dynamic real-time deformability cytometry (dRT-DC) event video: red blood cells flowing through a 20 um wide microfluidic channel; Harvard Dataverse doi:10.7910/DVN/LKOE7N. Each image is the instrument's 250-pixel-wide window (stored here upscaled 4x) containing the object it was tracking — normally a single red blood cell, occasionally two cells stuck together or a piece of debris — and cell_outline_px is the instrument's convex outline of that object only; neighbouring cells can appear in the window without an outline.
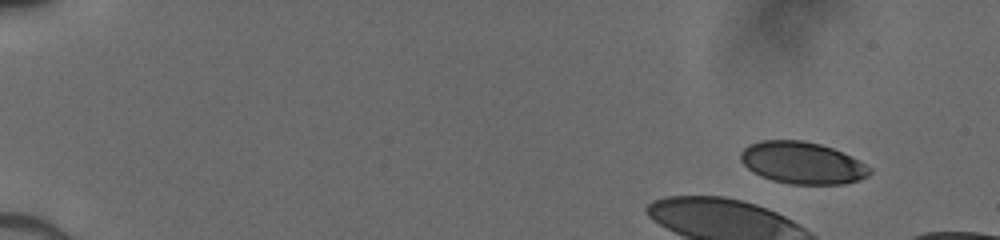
{"species": "human", "species_latin": "Homo sapiens", "temperature_condition": "cold", "stored_images_in_passage": 9, "camera_frame_rate_fps": 3000, "um_per_image_px": 0.085, "donor": {"sex": "male"}, "frame": {"image": 1, "passage_image": 1, "time_ms": 0.0, "image_size_px": [1000, 240], "cell_outline_px": [[872, 172], [868, 176], [860, 180], [844, 184], [788, 184], [772, 180], [752, 172], [740, 160], [740, 152], [748, 144], [764, 140], [804, 140], [820, 144], [832, 148], [860, 160], [872, 168]], "centroid_in_image_um": [68.21, 13.85], "position_along_channel_um": 16.8, "area_um2": 31.79}}